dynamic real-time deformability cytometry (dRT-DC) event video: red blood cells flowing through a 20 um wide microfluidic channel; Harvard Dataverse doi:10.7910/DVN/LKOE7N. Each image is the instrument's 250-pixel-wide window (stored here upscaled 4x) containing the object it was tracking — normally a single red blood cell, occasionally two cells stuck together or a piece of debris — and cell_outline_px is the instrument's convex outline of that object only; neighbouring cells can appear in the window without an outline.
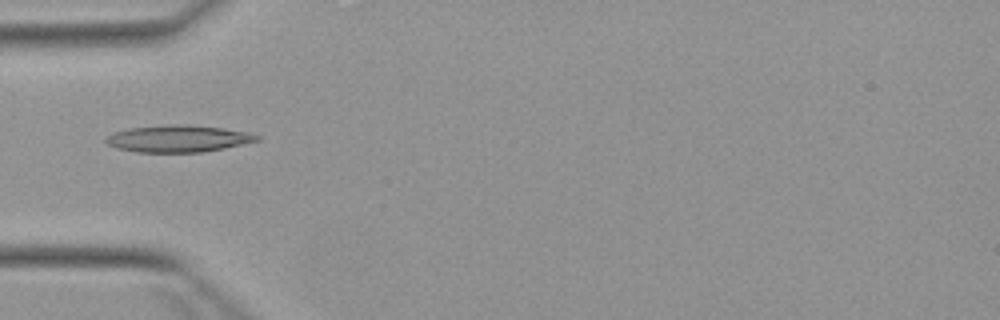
{"species": "Egyptian fruit bat (a non-hibernating species)", "species_latin": "Rousettus aegyptiacus", "temperature_condition": "warm", "stored_images_in_passage": 5, "camera_frame_rate_fps": 3000, "um_per_image_px": 0.085, "animal": {"sex": "female"}, "frame": {"image": 1, "passage_image": 5, "time_ms": 4.667, "image_size_px": [1000, 320], "cell_outline_px": [[260, 140], [224, 148], [200, 152], [136, 152], [116, 148], [108, 144], [104, 140], [112, 132], [128, 128], [168, 124], [184, 124], [224, 128], [248, 132], [260, 136]], "centroid_in_image_um": [15.12, 11.77], "position_along_channel_um": 69.9, "area_um2": 23.76}}